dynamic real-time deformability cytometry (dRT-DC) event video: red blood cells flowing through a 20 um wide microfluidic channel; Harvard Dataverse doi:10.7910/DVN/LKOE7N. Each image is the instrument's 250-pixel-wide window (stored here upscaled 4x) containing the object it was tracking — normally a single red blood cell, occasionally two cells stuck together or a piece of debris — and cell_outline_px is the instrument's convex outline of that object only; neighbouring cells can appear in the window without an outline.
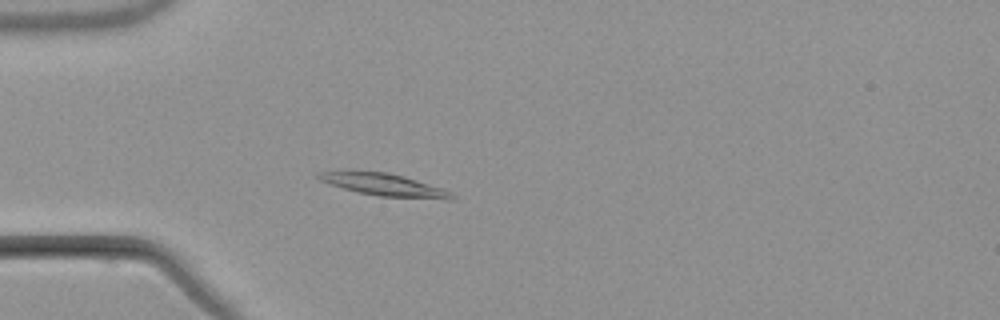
{"species": "common noctule bat (a hibernating species)", "species_latin": "Nyctalus noctula", "temperature_condition": "warm", "stored_images_in_passage": 5, "camera_frame_rate_fps": 3000, "um_per_image_px": 0.085, "animal": {"sex": "male", "body_mass_g": 21.5, "forearm_length_mm": 52.0}, "frame": {"image": 1, "passage_image": 4, "time_ms": 3.667, "image_size_px": [1000, 320], "cell_outline_px": [[456, 196], [452, 200], [448, 200], [380, 196], [356, 192], [320, 180], [316, 176], [316, 172], [340, 168], [388, 172], [404, 176], [444, 188], [452, 192]], "centroid_in_image_um": [32.6, 15.66], "position_along_channel_um": 52.4, "area_um2": 18.21}}